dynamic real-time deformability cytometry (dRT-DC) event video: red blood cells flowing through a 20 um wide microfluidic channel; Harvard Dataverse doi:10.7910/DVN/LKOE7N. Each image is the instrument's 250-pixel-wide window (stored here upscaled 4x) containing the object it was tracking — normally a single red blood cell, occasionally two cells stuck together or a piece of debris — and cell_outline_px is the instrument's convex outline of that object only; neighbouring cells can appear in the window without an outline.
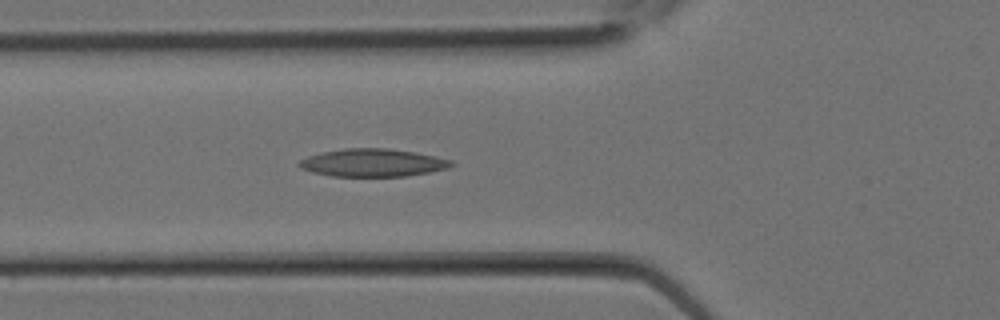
{"species": "Egyptian fruit bat (a non-hibernating species)", "species_latin": "Rousettus aegyptiacus", "temperature_condition": "room temperature", "stored_images_in_passage": 9, "camera_frame_rate_fps": 3000, "um_per_image_px": 0.085, "animal": {"sex": "female"}, "frame": {"image": 1, "passage_image": 9, "time_ms": 2.667, "image_size_px": [1000, 320], "cell_outline_px": [[456, 164], [448, 168], [428, 172], [404, 176], [332, 176], [312, 172], [300, 168], [296, 164], [300, 160], [308, 156], [320, 152], [344, 148], [388, 148], [412, 152], [452, 160]], "centroid_in_image_um": [31.63, 13.83], "position_along_channel_um": 94.2, "area_um2": 24.57}}